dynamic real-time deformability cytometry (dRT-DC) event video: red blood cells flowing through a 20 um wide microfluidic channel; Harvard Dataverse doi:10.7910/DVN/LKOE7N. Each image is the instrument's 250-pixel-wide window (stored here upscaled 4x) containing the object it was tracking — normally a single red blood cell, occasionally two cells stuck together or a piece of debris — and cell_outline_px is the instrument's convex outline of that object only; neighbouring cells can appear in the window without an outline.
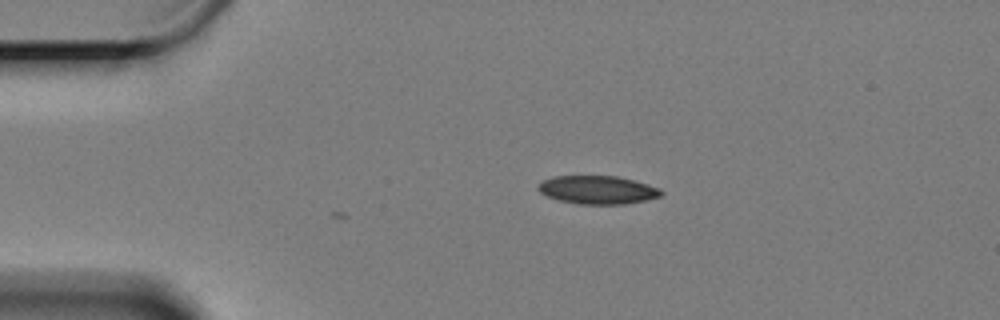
{"species": "Egyptian fruit bat (a non-hibernating species)", "species_latin": "Rousettus aegyptiacus", "temperature_condition": "cold", "stored_images_in_passage": 3, "camera_frame_rate_fps": 3000, "um_per_image_px": 0.085, "animal": {"sex": "female"}, "frame": {"image": 1, "passage_image": 3, "time_ms": 0.667, "image_size_px": [1000, 320], "cell_outline_px": [[664, 192], [660, 196], [644, 200], [624, 204], [580, 204], [560, 200], [548, 196], [540, 192], [536, 188], [544, 180], [556, 176], [616, 176], [648, 184], [660, 188]], "centroid_in_image_um": [50.81, 16.14], "position_along_channel_um": 34.2, "area_um2": 20.0}}